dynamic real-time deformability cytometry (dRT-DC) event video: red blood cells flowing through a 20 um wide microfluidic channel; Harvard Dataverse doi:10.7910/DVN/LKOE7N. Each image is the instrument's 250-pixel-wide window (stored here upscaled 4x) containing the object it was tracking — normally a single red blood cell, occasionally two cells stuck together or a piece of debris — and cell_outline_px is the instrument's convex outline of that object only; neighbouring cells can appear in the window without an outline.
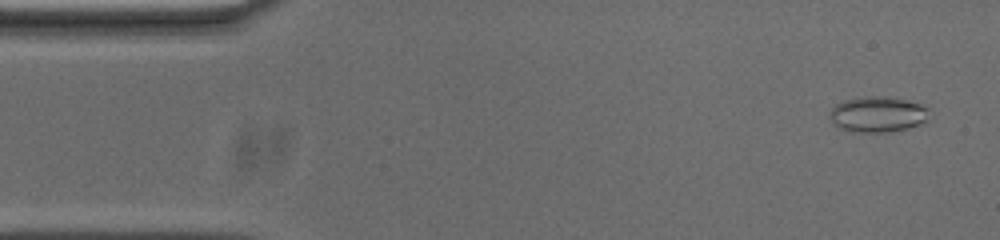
{"species": "common noctule bat (a hibernating species)", "species_latin": "Nyctalus noctula", "temperature_condition": "cold", "stored_images_in_passage": 54, "camera_frame_rate_fps": 3000, "um_per_image_px": 0.085, "animal": {"sex": "male", "body_mass_g": 20.0, "forearm_length_mm": 53.3}, "frame": {"image": 1, "passage_image": 3, "time_ms": 0.667, "image_size_px": [1000, 240], "cell_outline_px": [[932, 108], [928, 120], [920, 124], [908, 128], [888, 132], [848, 132], [832, 124], [828, 116], [828, 112], [836, 104], [844, 100], [872, 96], [884, 96], [908, 100]], "centroid_in_image_um": [74.62, 9.73], "position_along_channel_um": 10.4, "area_um2": 21.15}}
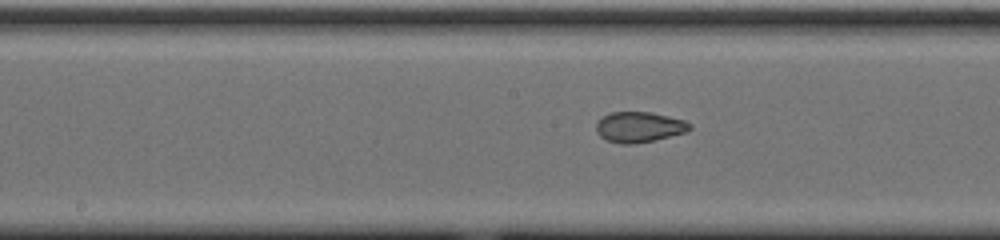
{"frame": {"image": 2, "passage_image": 26, "time_ms": 8.333, "image_size_px": [1000, 240], "cell_outline_px": [[692, 128], [684, 132], [652, 140], [632, 144], [620, 144], [604, 140], [596, 132], [596, 124], [604, 116], [612, 112], [652, 112], [684, 120], [692, 124]], "centroid_in_image_um": [54.3, 10.8], "position_along_channel_um": 193.9, "area_um2": 16.47}}
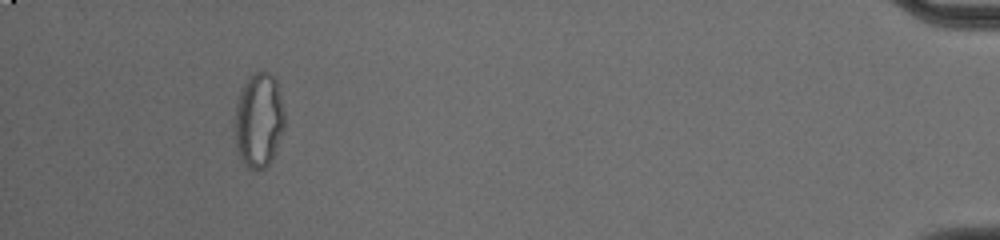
{"frame": {"image": 3, "passage_image": 50, "time_ms": 16.333, "image_size_px": [1000, 240], "cell_outline_px": [[284, 128], [272, 160], [264, 168], [256, 172], [248, 168], [244, 164], [236, 148], [232, 128], [232, 120], [236, 104], [240, 92], [248, 76], [252, 72], [264, 68], [276, 80], [284, 112]], "centroid_in_image_um": [21.95, 10.22], "position_along_channel_um": 413.2, "area_um2": 28.32}, "authors_computed_cell_mechanics": {"area_um2": 19.074, "velocity_mm_per_s": 3.7137, "shape_relaxation_time_tau1_ms": null, "shape_relaxation_time_tau2_ms": 1.7521, "deformation_change_tau1": null, "deformation_change_tau2": 0.0563}}